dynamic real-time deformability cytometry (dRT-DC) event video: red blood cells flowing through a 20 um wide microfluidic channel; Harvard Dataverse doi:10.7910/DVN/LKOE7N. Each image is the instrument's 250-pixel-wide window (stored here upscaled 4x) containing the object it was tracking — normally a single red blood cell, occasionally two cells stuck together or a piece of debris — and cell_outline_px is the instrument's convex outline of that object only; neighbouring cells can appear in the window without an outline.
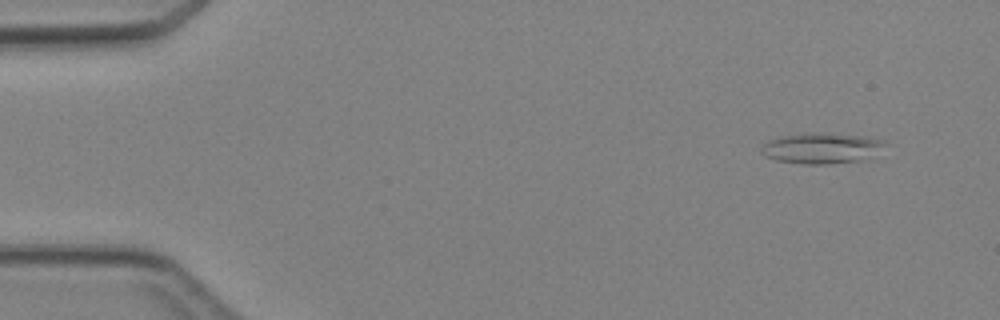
{"species": "Egyptian fruit bat (a non-hibernating species)", "species_latin": "Rousettus aegyptiacus", "temperature_condition": "cold", "stored_images_in_passage": 3, "camera_frame_rate_fps": 3000, "um_per_image_px": 0.085, "animal": {"sex": "female"}, "frame": {"image": 1, "passage_image": 1, "time_ms": 0.0, "image_size_px": [1000, 320], "cell_outline_px": [[884, 144], [868, 160], [828, 164], [804, 164], [776, 160], [764, 156], [760, 148], [768, 140], [780, 136], [864, 136], [884, 140]], "centroid_in_image_um": [69.82, 12.67], "position_along_channel_um": 15.2, "area_um2": 20.92}}